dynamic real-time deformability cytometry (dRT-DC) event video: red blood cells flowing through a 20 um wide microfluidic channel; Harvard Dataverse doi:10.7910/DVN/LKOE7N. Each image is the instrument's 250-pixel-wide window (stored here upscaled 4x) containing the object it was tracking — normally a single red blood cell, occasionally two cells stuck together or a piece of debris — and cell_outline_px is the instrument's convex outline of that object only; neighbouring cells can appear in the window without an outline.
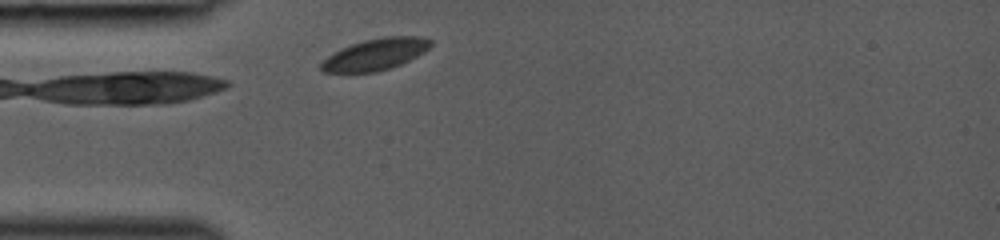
{"species": "common noctule bat (a hibernating species)", "species_latin": "Nyctalus noctula", "temperature_condition": "room temperature", "stored_images_in_passage": 28, "camera_frame_rate_fps": 3000, "um_per_image_px": 0.085, "animal": {"sex": "female", "body_mass_g": 19.0, "forearm_length_mm": 53.3}, "frame": {"image": 1, "passage_image": 2, "time_ms": 0.333, "image_size_px": [1000, 240], "cell_outline_px": [[432, 44], [424, 52], [400, 64], [376, 72], [320, 72], [320, 64], [332, 52], [340, 48], [364, 40], [384, 36], [420, 36], [432, 40]], "centroid_in_image_um": [31.89, 4.61], "position_along_channel_um": 53.1, "area_um2": 20.06}}
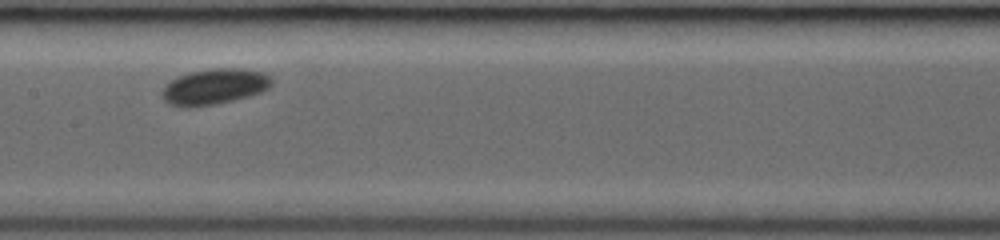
{"frame": {"image": 2, "passage_image": 12, "time_ms": 3.667, "image_size_px": [1000, 240], "cell_outline_px": [[272, 84], [268, 88], [260, 92], [248, 96], [232, 100], [212, 104], [188, 108], [180, 108], [168, 104], [164, 100], [164, 84], [168, 80], [192, 72], [212, 68], [244, 68], [264, 72], [272, 76]], "centroid_in_image_um": [18.23, 7.35], "position_along_channel_um": 189.2, "area_um2": 22.89}}
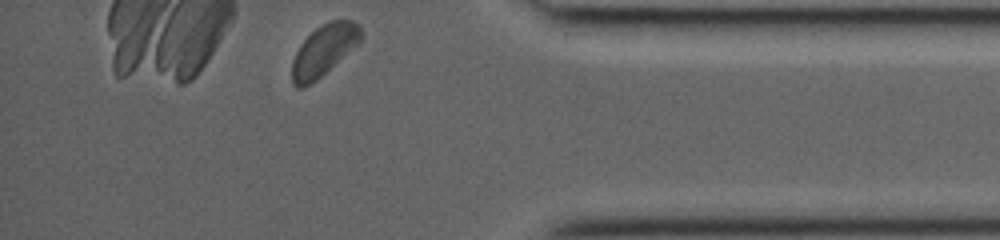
{"frame": {"image": 3, "passage_image": 28, "time_ms": 9.0, "image_size_px": [1000, 240], "cell_outline_px": [[360, 40], [356, 44], [312, 84], [304, 88], [296, 88], [292, 84], [292, 60], [300, 44], [316, 28], [332, 20], [352, 20], [360, 24]], "centroid_in_image_um": [27.47, 4.3], "position_along_channel_um": 407.7, "area_um2": 20.0}}